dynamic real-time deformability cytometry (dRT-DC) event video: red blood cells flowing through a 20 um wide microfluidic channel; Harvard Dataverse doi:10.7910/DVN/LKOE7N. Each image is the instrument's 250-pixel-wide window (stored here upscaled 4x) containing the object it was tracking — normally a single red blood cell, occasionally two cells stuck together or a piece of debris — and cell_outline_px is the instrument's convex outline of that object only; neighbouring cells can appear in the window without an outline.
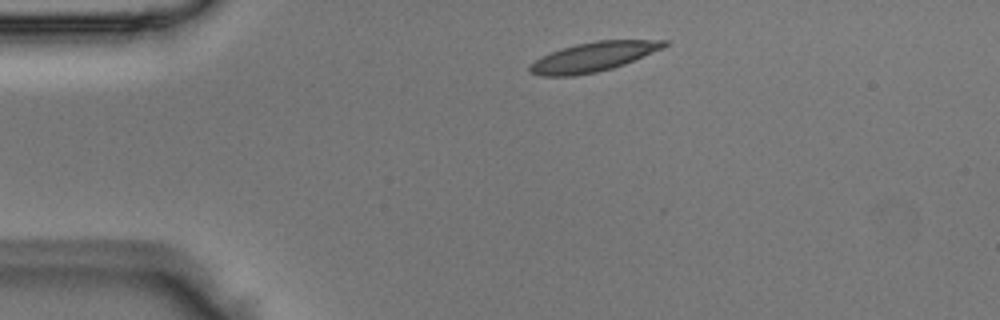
{"species": "Egyptian fruit bat (a non-hibernating species)", "species_latin": "Rousettus aegyptiacus", "temperature_condition": "room temperature", "stored_images_in_passage": 2, "camera_frame_rate_fps": 3000, "um_per_image_px": 0.085, "animal": {"sex": "male"}, "frame": {"image": 1, "passage_image": 1, "time_ms": 0.0, "image_size_px": [1000, 320], "cell_outline_px": [[668, 44], [664, 48], [624, 64], [612, 68], [596, 72], [572, 76], [540, 76], [528, 72], [528, 64], [540, 56], [560, 48], [576, 44], [596, 40], [668, 40]], "centroid_in_image_um": [50.37, 4.83], "position_along_channel_um": 34.6, "area_um2": 23.24}}